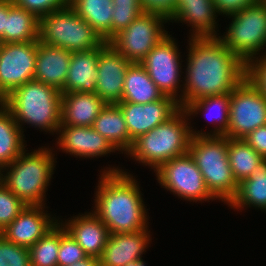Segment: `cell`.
<instances>
[{
    "label": "cell",
    "mask_w": 266,
    "mask_h": 266,
    "mask_svg": "<svg viewBox=\"0 0 266 266\" xmlns=\"http://www.w3.org/2000/svg\"><path fill=\"white\" fill-rule=\"evenodd\" d=\"M187 42L181 108L205 97L230 94L246 78V64L218 37H189Z\"/></svg>",
    "instance_id": "1"
},
{
    "label": "cell",
    "mask_w": 266,
    "mask_h": 266,
    "mask_svg": "<svg viewBox=\"0 0 266 266\" xmlns=\"http://www.w3.org/2000/svg\"><path fill=\"white\" fill-rule=\"evenodd\" d=\"M105 167L99 173L93 213L110 234L149 229V215L135 176L120 167Z\"/></svg>",
    "instance_id": "2"
},
{
    "label": "cell",
    "mask_w": 266,
    "mask_h": 266,
    "mask_svg": "<svg viewBox=\"0 0 266 266\" xmlns=\"http://www.w3.org/2000/svg\"><path fill=\"white\" fill-rule=\"evenodd\" d=\"M61 101L60 90L31 80L11 91L4 98V106L11 112L23 133V125L27 124L46 134L49 132L55 135L61 124Z\"/></svg>",
    "instance_id": "3"
},
{
    "label": "cell",
    "mask_w": 266,
    "mask_h": 266,
    "mask_svg": "<svg viewBox=\"0 0 266 266\" xmlns=\"http://www.w3.org/2000/svg\"><path fill=\"white\" fill-rule=\"evenodd\" d=\"M190 122L185 109L180 108L167 121L133 141L126 157L156 171L170 159L188 153L192 138Z\"/></svg>",
    "instance_id": "4"
},
{
    "label": "cell",
    "mask_w": 266,
    "mask_h": 266,
    "mask_svg": "<svg viewBox=\"0 0 266 266\" xmlns=\"http://www.w3.org/2000/svg\"><path fill=\"white\" fill-rule=\"evenodd\" d=\"M26 151L3 167L2 183L26 205H46L47 187L54 174L57 153L49 146Z\"/></svg>",
    "instance_id": "5"
},
{
    "label": "cell",
    "mask_w": 266,
    "mask_h": 266,
    "mask_svg": "<svg viewBox=\"0 0 266 266\" xmlns=\"http://www.w3.org/2000/svg\"><path fill=\"white\" fill-rule=\"evenodd\" d=\"M209 192L225 204L235 197L238 184L228 159V137L192 136L189 151Z\"/></svg>",
    "instance_id": "6"
},
{
    "label": "cell",
    "mask_w": 266,
    "mask_h": 266,
    "mask_svg": "<svg viewBox=\"0 0 266 266\" xmlns=\"http://www.w3.org/2000/svg\"><path fill=\"white\" fill-rule=\"evenodd\" d=\"M39 42L73 53L93 50L105 41L68 5L39 19Z\"/></svg>",
    "instance_id": "7"
},
{
    "label": "cell",
    "mask_w": 266,
    "mask_h": 266,
    "mask_svg": "<svg viewBox=\"0 0 266 266\" xmlns=\"http://www.w3.org/2000/svg\"><path fill=\"white\" fill-rule=\"evenodd\" d=\"M227 18L232 21L218 38L234 55L247 64L258 54L266 53V6L257 3Z\"/></svg>",
    "instance_id": "8"
},
{
    "label": "cell",
    "mask_w": 266,
    "mask_h": 266,
    "mask_svg": "<svg viewBox=\"0 0 266 266\" xmlns=\"http://www.w3.org/2000/svg\"><path fill=\"white\" fill-rule=\"evenodd\" d=\"M154 172L160 186L174 196L177 195L178 199L195 203L217 200L209 192L203 175L189 152L170 159Z\"/></svg>",
    "instance_id": "9"
},
{
    "label": "cell",
    "mask_w": 266,
    "mask_h": 266,
    "mask_svg": "<svg viewBox=\"0 0 266 266\" xmlns=\"http://www.w3.org/2000/svg\"><path fill=\"white\" fill-rule=\"evenodd\" d=\"M169 20L155 13L140 14L131 24L115 35L109 43L129 62L140 63L168 32Z\"/></svg>",
    "instance_id": "10"
},
{
    "label": "cell",
    "mask_w": 266,
    "mask_h": 266,
    "mask_svg": "<svg viewBox=\"0 0 266 266\" xmlns=\"http://www.w3.org/2000/svg\"><path fill=\"white\" fill-rule=\"evenodd\" d=\"M176 42V39L169 32V35L157 44L140 64L146 69L158 89L164 95L174 98L181 108L183 89L180 88L184 84V81L181 80V75L184 73L182 71V67H184L182 62L184 61L181 59L180 54L182 52H179V46ZM181 82L182 84H180Z\"/></svg>",
    "instance_id": "11"
},
{
    "label": "cell",
    "mask_w": 266,
    "mask_h": 266,
    "mask_svg": "<svg viewBox=\"0 0 266 266\" xmlns=\"http://www.w3.org/2000/svg\"><path fill=\"white\" fill-rule=\"evenodd\" d=\"M266 124V99L245 78L229 94V122L226 137L243 139Z\"/></svg>",
    "instance_id": "12"
},
{
    "label": "cell",
    "mask_w": 266,
    "mask_h": 266,
    "mask_svg": "<svg viewBox=\"0 0 266 266\" xmlns=\"http://www.w3.org/2000/svg\"><path fill=\"white\" fill-rule=\"evenodd\" d=\"M37 41L4 43L0 51V94L5 98L15 88L33 80Z\"/></svg>",
    "instance_id": "13"
},
{
    "label": "cell",
    "mask_w": 266,
    "mask_h": 266,
    "mask_svg": "<svg viewBox=\"0 0 266 266\" xmlns=\"http://www.w3.org/2000/svg\"><path fill=\"white\" fill-rule=\"evenodd\" d=\"M117 105L123 112L129 132V150L133 141L167 121L180 109L179 103L166 95L151 103L119 102Z\"/></svg>",
    "instance_id": "14"
},
{
    "label": "cell",
    "mask_w": 266,
    "mask_h": 266,
    "mask_svg": "<svg viewBox=\"0 0 266 266\" xmlns=\"http://www.w3.org/2000/svg\"><path fill=\"white\" fill-rule=\"evenodd\" d=\"M45 205H27L0 234L9 242L30 248L58 222Z\"/></svg>",
    "instance_id": "15"
},
{
    "label": "cell",
    "mask_w": 266,
    "mask_h": 266,
    "mask_svg": "<svg viewBox=\"0 0 266 266\" xmlns=\"http://www.w3.org/2000/svg\"><path fill=\"white\" fill-rule=\"evenodd\" d=\"M130 64L110 43L99 53L95 93L106 104L122 101L125 74Z\"/></svg>",
    "instance_id": "16"
},
{
    "label": "cell",
    "mask_w": 266,
    "mask_h": 266,
    "mask_svg": "<svg viewBox=\"0 0 266 266\" xmlns=\"http://www.w3.org/2000/svg\"><path fill=\"white\" fill-rule=\"evenodd\" d=\"M57 135V149L77 158H99L117 151L92 127L60 125Z\"/></svg>",
    "instance_id": "17"
},
{
    "label": "cell",
    "mask_w": 266,
    "mask_h": 266,
    "mask_svg": "<svg viewBox=\"0 0 266 266\" xmlns=\"http://www.w3.org/2000/svg\"><path fill=\"white\" fill-rule=\"evenodd\" d=\"M217 14L212 0H177L175 13L169 22L191 26V38L218 37Z\"/></svg>",
    "instance_id": "18"
},
{
    "label": "cell",
    "mask_w": 266,
    "mask_h": 266,
    "mask_svg": "<svg viewBox=\"0 0 266 266\" xmlns=\"http://www.w3.org/2000/svg\"><path fill=\"white\" fill-rule=\"evenodd\" d=\"M148 230L110 234L99 258L100 266H125L143 257L152 240Z\"/></svg>",
    "instance_id": "19"
},
{
    "label": "cell",
    "mask_w": 266,
    "mask_h": 266,
    "mask_svg": "<svg viewBox=\"0 0 266 266\" xmlns=\"http://www.w3.org/2000/svg\"><path fill=\"white\" fill-rule=\"evenodd\" d=\"M73 217V218H72ZM59 220L65 230L75 239L87 256L100 258L110 235L106 225L93 213L85 212Z\"/></svg>",
    "instance_id": "20"
},
{
    "label": "cell",
    "mask_w": 266,
    "mask_h": 266,
    "mask_svg": "<svg viewBox=\"0 0 266 266\" xmlns=\"http://www.w3.org/2000/svg\"><path fill=\"white\" fill-rule=\"evenodd\" d=\"M72 53L60 47L45 45L37 41V53L33 80L64 88Z\"/></svg>",
    "instance_id": "21"
},
{
    "label": "cell",
    "mask_w": 266,
    "mask_h": 266,
    "mask_svg": "<svg viewBox=\"0 0 266 266\" xmlns=\"http://www.w3.org/2000/svg\"><path fill=\"white\" fill-rule=\"evenodd\" d=\"M108 44L109 42L105 41L93 50L72 53L68 75L61 93H95L99 53Z\"/></svg>",
    "instance_id": "22"
},
{
    "label": "cell",
    "mask_w": 266,
    "mask_h": 266,
    "mask_svg": "<svg viewBox=\"0 0 266 266\" xmlns=\"http://www.w3.org/2000/svg\"><path fill=\"white\" fill-rule=\"evenodd\" d=\"M105 105L96 93H62L60 125L92 127Z\"/></svg>",
    "instance_id": "23"
},
{
    "label": "cell",
    "mask_w": 266,
    "mask_h": 266,
    "mask_svg": "<svg viewBox=\"0 0 266 266\" xmlns=\"http://www.w3.org/2000/svg\"><path fill=\"white\" fill-rule=\"evenodd\" d=\"M190 120L199 113L202 116L210 117L211 124H215L214 129L210 132L192 129V136H226L229 122V94L222 96H212L199 99L189 103L185 108ZM212 112V113H211ZM204 113V114H203ZM208 113V114H207ZM213 122V123H212Z\"/></svg>",
    "instance_id": "24"
},
{
    "label": "cell",
    "mask_w": 266,
    "mask_h": 266,
    "mask_svg": "<svg viewBox=\"0 0 266 266\" xmlns=\"http://www.w3.org/2000/svg\"><path fill=\"white\" fill-rule=\"evenodd\" d=\"M92 128L117 151L124 155L129 151V132L123 112L117 104H106L94 120Z\"/></svg>",
    "instance_id": "25"
},
{
    "label": "cell",
    "mask_w": 266,
    "mask_h": 266,
    "mask_svg": "<svg viewBox=\"0 0 266 266\" xmlns=\"http://www.w3.org/2000/svg\"><path fill=\"white\" fill-rule=\"evenodd\" d=\"M229 206L234 211L236 209L240 212L244 207L245 209L254 207L266 212V159L258 164L248 179L238 184L237 193Z\"/></svg>",
    "instance_id": "26"
},
{
    "label": "cell",
    "mask_w": 266,
    "mask_h": 266,
    "mask_svg": "<svg viewBox=\"0 0 266 266\" xmlns=\"http://www.w3.org/2000/svg\"><path fill=\"white\" fill-rule=\"evenodd\" d=\"M164 94L140 63H131L126 71L121 102L146 104L161 99Z\"/></svg>",
    "instance_id": "27"
},
{
    "label": "cell",
    "mask_w": 266,
    "mask_h": 266,
    "mask_svg": "<svg viewBox=\"0 0 266 266\" xmlns=\"http://www.w3.org/2000/svg\"><path fill=\"white\" fill-rule=\"evenodd\" d=\"M39 40V19L8 0V17H5L4 43H21Z\"/></svg>",
    "instance_id": "28"
},
{
    "label": "cell",
    "mask_w": 266,
    "mask_h": 266,
    "mask_svg": "<svg viewBox=\"0 0 266 266\" xmlns=\"http://www.w3.org/2000/svg\"><path fill=\"white\" fill-rule=\"evenodd\" d=\"M70 6L104 41L111 40L113 0H70Z\"/></svg>",
    "instance_id": "29"
},
{
    "label": "cell",
    "mask_w": 266,
    "mask_h": 266,
    "mask_svg": "<svg viewBox=\"0 0 266 266\" xmlns=\"http://www.w3.org/2000/svg\"><path fill=\"white\" fill-rule=\"evenodd\" d=\"M25 135L11 112L0 108V166L11 164L27 147Z\"/></svg>",
    "instance_id": "30"
},
{
    "label": "cell",
    "mask_w": 266,
    "mask_h": 266,
    "mask_svg": "<svg viewBox=\"0 0 266 266\" xmlns=\"http://www.w3.org/2000/svg\"><path fill=\"white\" fill-rule=\"evenodd\" d=\"M228 159L237 184L248 179L264 160L244 139L231 138H228Z\"/></svg>",
    "instance_id": "31"
},
{
    "label": "cell",
    "mask_w": 266,
    "mask_h": 266,
    "mask_svg": "<svg viewBox=\"0 0 266 266\" xmlns=\"http://www.w3.org/2000/svg\"><path fill=\"white\" fill-rule=\"evenodd\" d=\"M60 222L29 248L31 266H57Z\"/></svg>",
    "instance_id": "32"
},
{
    "label": "cell",
    "mask_w": 266,
    "mask_h": 266,
    "mask_svg": "<svg viewBox=\"0 0 266 266\" xmlns=\"http://www.w3.org/2000/svg\"><path fill=\"white\" fill-rule=\"evenodd\" d=\"M111 39L143 13L140 0H113Z\"/></svg>",
    "instance_id": "33"
},
{
    "label": "cell",
    "mask_w": 266,
    "mask_h": 266,
    "mask_svg": "<svg viewBox=\"0 0 266 266\" xmlns=\"http://www.w3.org/2000/svg\"><path fill=\"white\" fill-rule=\"evenodd\" d=\"M27 205L3 183L0 185V232L5 229Z\"/></svg>",
    "instance_id": "34"
},
{
    "label": "cell",
    "mask_w": 266,
    "mask_h": 266,
    "mask_svg": "<svg viewBox=\"0 0 266 266\" xmlns=\"http://www.w3.org/2000/svg\"><path fill=\"white\" fill-rule=\"evenodd\" d=\"M86 257L84 250L60 223V247L57 266H69Z\"/></svg>",
    "instance_id": "35"
},
{
    "label": "cell",
    "mask_w": 266,
    "mask_h": 266,
    "mask_svg": "<svg viewBox=\"0 0 266 266\" xmlns=\"http://www.w3.org/2000/svg\"><path fill=\"white\" fill-rule=\"evenodd\" d=\"M0 266H31L29 248L9 242L0 234Z\"/></svg>",
    "instance_id": "36"
},
{
    "label": "cell",
    "mask_w": 266,
    "mask_h": 266,
    "mask_svg": "<svg viewBox=\"0 0 266 266\" xmlns=\"http://www.w3.org/2000/svg\"><path fill=\"white\" fill-rule=\"evenodd\" d=\"M13 3L27 11H30L38 19L52 11L70 5V0H12Z\"/></svg>",
    "instance_id": "37"
},
{
    "label": "cell",
    "mask_w": 266,
    "mask_h": 266,
    "mask_svg": "<svg viewBox=\"0 0 266 266\" xmlns=\"http://www.w3.org/2000/svg\"><path fill=\"white\" fill-rule=\"evenodd\" d=\"M246 78L266 99V53L257 56L246 64Z\"/></svg>",
    "instance_id": "38"
},
{
    "label": "cell",
    "mask_w": 266,
    "mask_h": 266,
    "mask_svg": "<svg viewBox=\"0 0 266 266\" xmlns=\"http://www.w3.org/2000/svg\"><path fill=\"white\" fill-rule=\"evenodd\" d=\"M143 12L162 15L170 20L175 13L177 0H140Z\"/></svg>",
    "instance_id": "39"
},
{
    "label": "cell",
    "mask_w": 266,
    "mask_h": 266,
    "mask_svg": "<svg viewBox=\"0 0 266 266\" xmlns=\"http://www.w3.org/2000/svg\"><path fill=\"white\" fill-rule=\"evenodd\" d=\"M218 15L230 16L248 6L255 5L258 0H212ZM223 14V15H222Z\"/></svg>",
    "instance_id": "40"
},
{
    "label": "cell",
    "mask_w": 266,
    "mask_h": 266,
    "mask_svg": "<svg viewBox=\"0 0 266 266\" xmlns=\"http://www.w3.org/2000/svg\"><path fill=\"white\" fill-rule=\"evenodd\" d=\"M258 154L266 159V124L243 138Z\"/></svg>",
    "instance_id": "41"
},
{
    "label": "cell",
    "mask_w": 266,
    "mask_h": 266,
    "mask_svg": "<svg viewBox=\"0 0 266 266\" xmlns=\"http://www.w3.org/2000/svg\"><path fill=\"white\" fill-rule=\"evenodd\" d=\"M5 17H8V0H0V39L4 43Z\"/></svg>",
    "instance_id": "42"
},
{
    "label": "cell",
    "mask_w": 266,
    "mask_h": 266,
    "mask_svg": "<svg viewBox=\"0 0 266 266\" xmlns=\"http://www.w3.org/2000/svg\"><path fill=\"white\" fill-rule=\"evenodd\" d=\"M69 266H100L99 258L87 256L86 258L77 261L76 263Z\"/></svg>",
    "instance_id": "43"
},
{
    "label": "cell",
    "mask_w": 266,
    "mask_h": 266,
    "mask_svg": "<svg viewBox=\"0 0 266 266\" xmlns=\"http://www.w3.org/2000/svg\"><path fill=\"white\" fill-rule=\"evenodd\" d=\"M146 261L141 258H138L136 260L130 261L125 266H147Z\"/></svg>",
    "instance_id": "44"
},
{
    "label": "cell",
    "mask_w": 266,
    "mask_h": 266,
    "mask_svg": "<svg viewBox=\"0 0 266 266\" xmlns=\"http://www.w3.org/2000/svg\"><path fill=\"white\" fill-rule=\"evenodd\" d=\"M4 105V97L0 94V108Z\"/></svg>",
    "instance_id": "45"
},
{
    "label": "cell",
    "mask_w": 266,
    "mask_h": 266,
    "mask_svg": "<svg viewBox=\"0 0 266 266\" xmlns=\"http://www.w3.org/2000/svg\"><path fill=\"white\" fill-rule=\"evenodd\" d=\"M3 168L0 166V185L2 184Z\"/></svg>",
    "instance_id": "46"
},
{
    "label": "cell",
    "mask_w": 266,
    "mask_h": 266,
    "mask_svg": "<svg viewBox=\"0 0 266 266\" xmlns=\"http://www.w3.org/2000/svg\"><path fill=\"white\" fill-rule=\"evenodd\" d=\"M258 3H260V4L264 5V6H266V0H258Z\"/></svg>",
    "instance_id": "47"
},
{
    "label": "cell",
    "mask_w": 266,
    "mask_h": 266,
    "mask_svg": "<svg viewBox=\"0 0 266 266\" xmlns=\"http://www.w3.org/2000/svg\"><path fill=\"white\" fill-rule=\"evenodd\" d=\"M3 44H4L3 41L0 39V51H1Z\"/></svg>",
    "instance_id": "48"
}]
</instances>
